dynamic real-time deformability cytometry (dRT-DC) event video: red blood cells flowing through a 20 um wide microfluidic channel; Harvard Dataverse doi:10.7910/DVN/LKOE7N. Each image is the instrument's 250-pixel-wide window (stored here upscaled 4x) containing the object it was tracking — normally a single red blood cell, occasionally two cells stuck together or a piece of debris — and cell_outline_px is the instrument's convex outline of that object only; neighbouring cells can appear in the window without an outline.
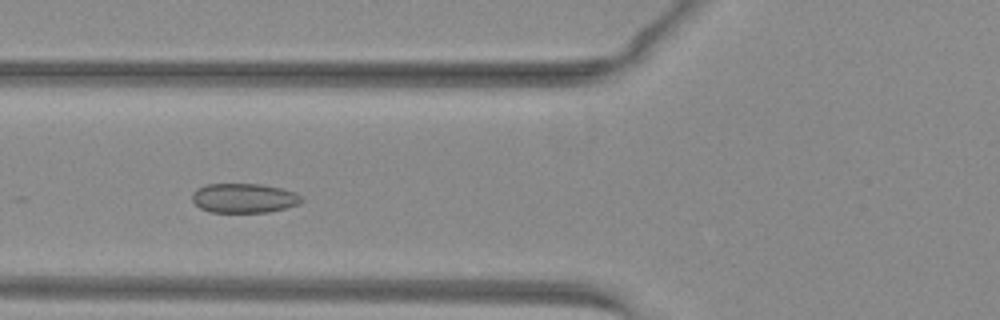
{"species": "common noctule bat (a hibernating species)", "species_latin": "Nyctalus noctula", "temperature_condition": "warm", "stored_images_in_passage": 22, "camera_frame_rate_fps": 3000, "um_per_image_px": 0.085, "animal": {"sex": "female", "body_mass_g": 29.2, "forearm_length_mm": 56.3}, "frame": {"image": 1, "passage_image": 13, "time_ms": 4.0, "image_size_px": [1000, 320], "cell_outline_px": [[304, 200], [300, 204], [268, 212], [212, 212], [200, 208], [192, 200], [192, 192], [196, 188], [208, 184], [260, 184], [280, 188], [296, 192], [304, 196]], "centroid_in_image_um": [20.76, 16.83], "position_along_channel_um": 105.0, "area_um2": 18.9}}
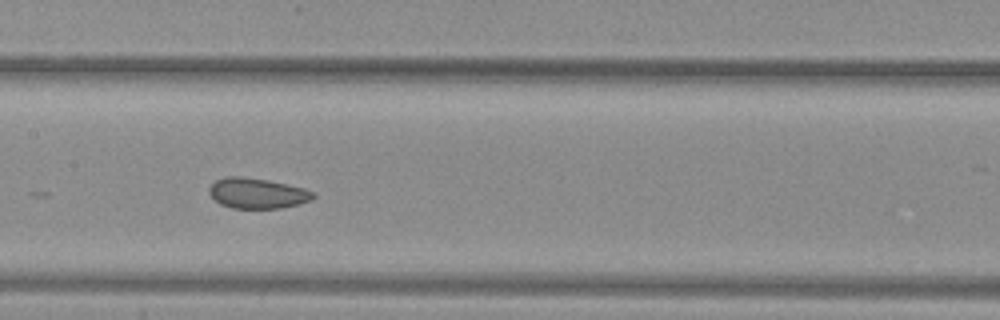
{"frame": {"image": 2, "passage_image": 19, "time_ms": 6.0, "image_size_px": [1000, 320], "cell_outline_px": [[316, 196], [312, 200], [300, 204], [280, 208], [232, 208], [220, 204], [208, 192], [208, 188], [216, 180], [224, 176], [240, 176], [268, 180], [304, 188], [316, 192]], "centroid_in_image_um": [21.89, 16.42], "position_along_channel_um": 185.5, "area_um2": 18.55}}
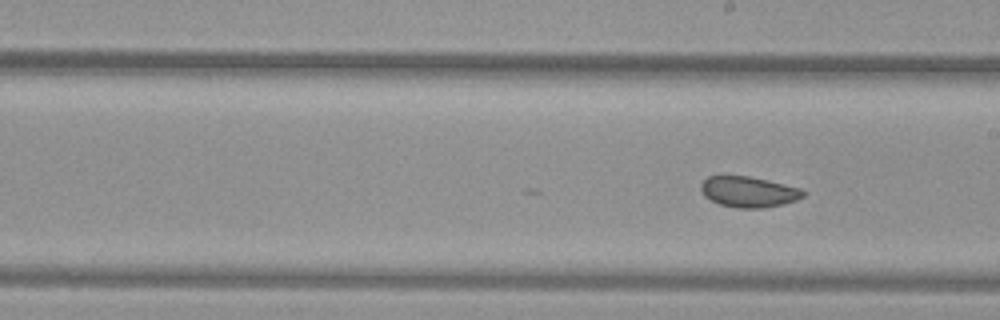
{"frame": {"image": 3, "passage_image": 22, "time_ms": 7.0, "image_size_px": [1000, 320], "cell_outline_px": [[804, 196], [796, 200], [784, 204], [760, 208], [736, 208], [720, 204], [704, 196], [700, 188], [700, 184], [708, 176], [748, 176], [768, 180], [800, 188], [804, 192]], "centroid_in_image_um": [63.62, 16.3], "position_along_channel_um": 225.4, "area_um2": 18.21}}